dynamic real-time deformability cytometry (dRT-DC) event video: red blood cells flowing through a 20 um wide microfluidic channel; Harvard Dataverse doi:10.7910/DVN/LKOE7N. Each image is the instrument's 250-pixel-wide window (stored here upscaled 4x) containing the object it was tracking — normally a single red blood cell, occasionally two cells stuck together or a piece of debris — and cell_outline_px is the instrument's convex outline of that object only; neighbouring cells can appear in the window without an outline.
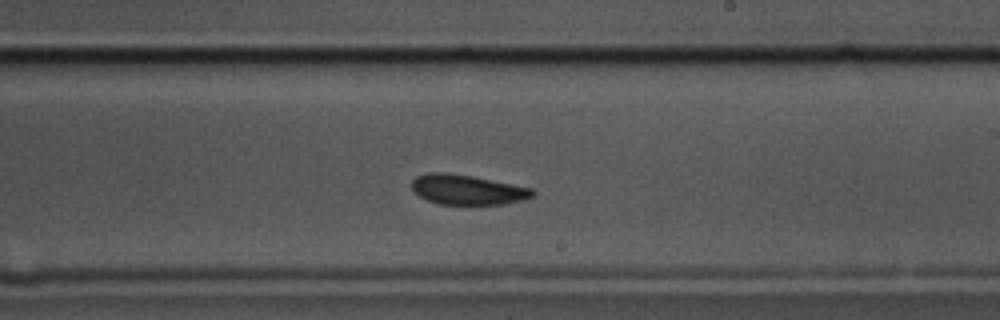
{"species": "common noctule bat (a hibernating species)", "species_latin": "Nyctalus noctula", "temperature_condition": "cold", "stored_images_in_passage": 46, "camera_frame_rate_fps": 3000, "um_per_image_px": 0.085, "animal": {"sex": "male", "body_mass_g": 17.5, "forearm_length_mm": 52.3}, "frame": {"image": 1, "passage_image": 23, "time_ms": 7.333, "image_size_px": [1000, 320], "cell_outline_px": [[536, 196], [524, 200], [504, 204], [440, 204], [428, 200], [420, 196], [412, 188], [412, 180], [416, 176], [428, 172], [444, 172], [472, 176], [532, 188], [536, 192]], "centroid_in_image_um": [39.76, 16.12], "position_along_channel_um": 249.2, "area_um2": 21.04}}
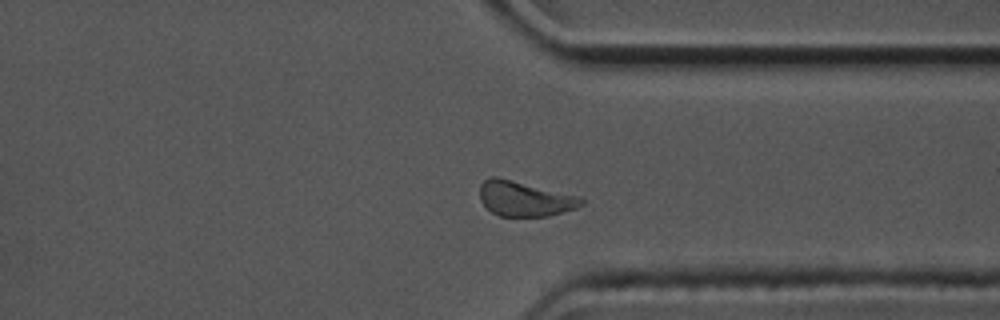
{"frame": {"image": 2, "passage_image": 33, "time_ms": 10.667, "image_size_px": [1000, 320], "cell_outline_px": [[584, 204], [576, 208], [548, 216], [500, 216], [492, 212], [480, 200], [480, 184], [484, 180], [492, 176], [496, 176], [580, 196], [584, 200]], "centroid_in_image_um": [44.6, 16.88], "position_along_channel_um": 366.8, "area_um2": 20.69}}
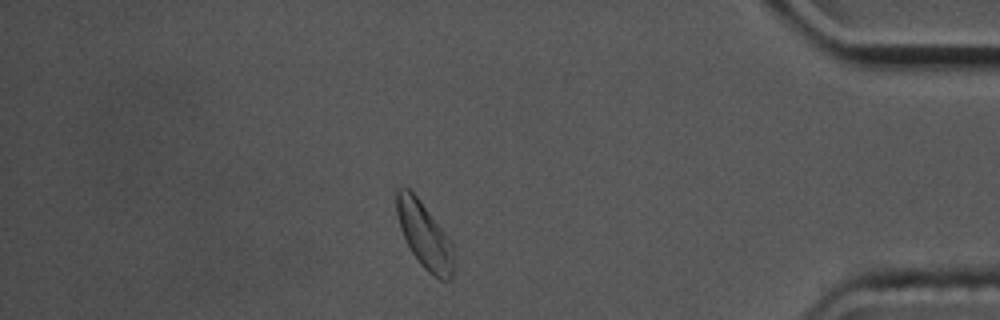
{"frame": {"image": 3, "passage_image": 39, "time_ms": 12.667, "image_size_px": [1000, 320], "cell_outline_px": [[456, 264], [452, 280], [440, 280], [432, 276], [424, 268], [412, 252], [400, 228], [396, 212], [396, 188], [400, 184], [408, 188], [416, 196], [452, 240]], "centroid_in_image_um": [36.12, 20.03], "position_along_channel_um": 399.1, "area_um2": 22.43}, "authors_computed_cell_mechanics": {"area_um2": 22.3975, "velocity_mm_per_s": 3.5257, "shape_relaxation_time_tau1_ms": 3.7955, "shape_relaxation_time_tau2_ms": 1.8699, "deformation_change_tau1": 0.0886, "deformation_change_tau2": 0.0558}}